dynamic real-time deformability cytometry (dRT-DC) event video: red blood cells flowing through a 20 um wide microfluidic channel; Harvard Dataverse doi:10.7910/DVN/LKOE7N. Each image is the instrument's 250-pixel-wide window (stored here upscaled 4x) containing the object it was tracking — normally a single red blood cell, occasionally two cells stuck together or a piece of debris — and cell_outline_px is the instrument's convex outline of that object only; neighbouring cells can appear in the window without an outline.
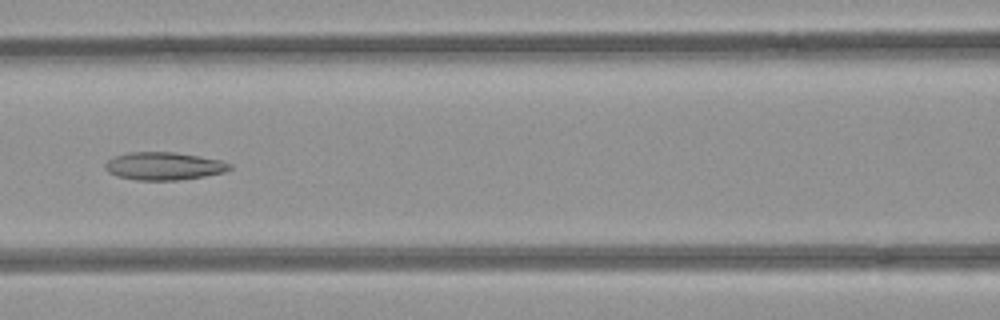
{"species": "common noctule bat (a hibernating species)", "species_latin": "Nyctalus noctula", "temperature_condition": "room temperature", "stored_images_in_passage": 6, "camera_frame_rate_fps": 3000, "um_per_image_px": 0.085, "animal": {"sex": "female", "body_mass_g": 21.9}, "frame": {"image": 1, "passage_image": 6, "time_ms": 1.667, "image_size_px": [1000, 320], "cell_outline_px": [[232, 168], [224, 172], [204, 176], [176, 180], [136, 180], [116, 176], [108, 172], [104, 168], [104, 164], [112, 156], [128, 152], [176, 152], [200, 156], [220, 160], [232, 164]], "centroid_in_image_um": [13.89, 14.11], "position_along_channel_um": 152.7, "area_um2": 20.35}}